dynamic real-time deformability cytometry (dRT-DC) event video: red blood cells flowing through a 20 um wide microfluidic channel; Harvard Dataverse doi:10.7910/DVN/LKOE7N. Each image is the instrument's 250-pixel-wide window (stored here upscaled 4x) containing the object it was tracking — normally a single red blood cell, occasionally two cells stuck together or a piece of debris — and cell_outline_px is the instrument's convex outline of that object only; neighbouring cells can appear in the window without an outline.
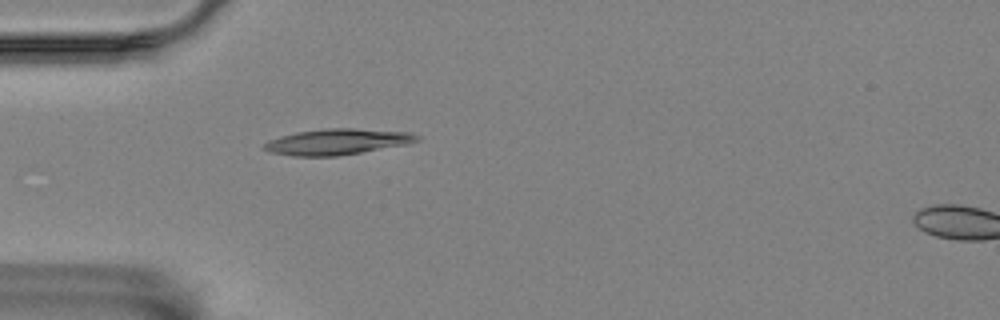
{"species": "Egyptian fruit bat (a non-hibernating species)", "species_latin": "Rousettus aegyptiacus", "temperature_condition": "room temperature", "stored_images_in_passage": 2, "segment_of_instrument_passage": [1, 2], "camera_frame_rate_fps": 3000, "um_per_image_px": 0.085, "animal": {"sex": "female"}, "frame": {"image": 1, "passage_image": 1, "time_ms": 0.0, "image_size_px": [1000, 320], "cell_outline_px": [[420, 140], [408, 144], [336, 156], [292, 156], [268, 152], [260, 148], [268, 140], [280, 136], [296, 132], [324, 128], [352, 128], [408, 132], [420, 136]], "centroid_in_image_um": [28.61, 12.05], "position_along_channel_um": 56.4, "area_um2": 23.12}}